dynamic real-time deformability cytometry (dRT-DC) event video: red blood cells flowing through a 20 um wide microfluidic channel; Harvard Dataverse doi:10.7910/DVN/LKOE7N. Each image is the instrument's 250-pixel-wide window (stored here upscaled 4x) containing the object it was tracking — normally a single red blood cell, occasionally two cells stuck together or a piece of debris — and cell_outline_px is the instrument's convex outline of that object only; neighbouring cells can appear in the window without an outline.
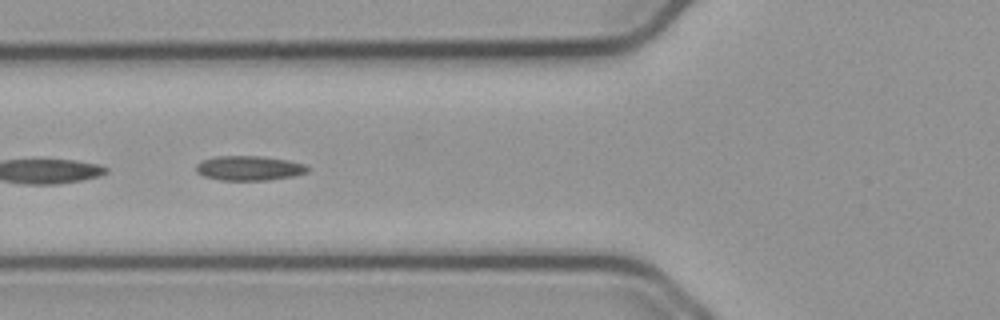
{"species": "common noctule bat (a hibernating species)", "species_latin": "Nyctalus noctula", "temperature_condition": "cold", "stored_images_in_passage": 15, "camera_frame_rate_fps": 3000, "um_per_image_px": 0.085, "animal": {"sex": "male", "body_mass_g": 23.1, "forearm_length_mm": 52.7}, "frame": {"image": 1, "passage_image": 7, "time_ms": 2.0, "image_size_px": [1000, 320], "cell_outline_px": [[308, 172], [292, 176], [268, 180], [220, 180], [204, 176], [196, 172], [196, 164], [200, 160], [216, 156], [260, 156], [288, 160], [304, 164], [308, 168]], "centroid_in_image_um": [21.13, 14.29], "position_along_channel_um": 104.7, "area_um2": 16.01}}